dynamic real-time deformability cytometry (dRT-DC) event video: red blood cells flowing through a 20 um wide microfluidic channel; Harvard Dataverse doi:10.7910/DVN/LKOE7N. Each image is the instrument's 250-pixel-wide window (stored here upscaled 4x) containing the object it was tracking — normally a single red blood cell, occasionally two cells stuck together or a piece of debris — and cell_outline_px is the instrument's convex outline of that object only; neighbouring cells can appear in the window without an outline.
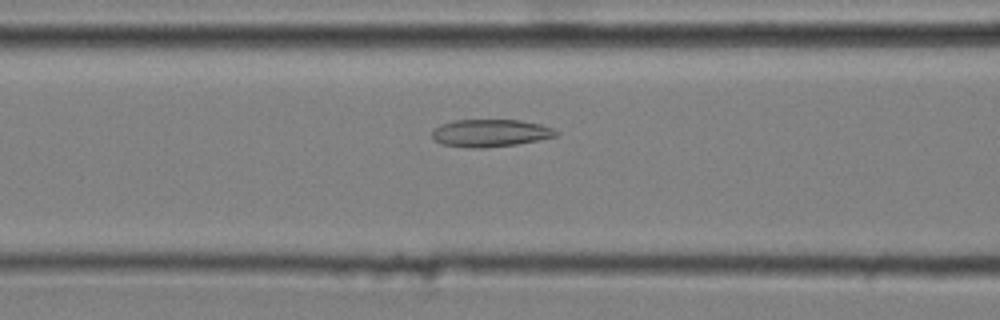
{"species": "common noctule bat (a hibernating species)", "species_latin": "Nyctalus noctula", "temperature_condition": "cold", "stored_images_in_passage": 32, "camera_frame_rate_fps": 3000, "um_per_image_px": 0.085, "animal": {"sex": "male", "body_mass_g": 20.4}, "frame": {"image": 1, "passage_image": 6, "time_ms": 1.667, "image_size_px": [1000, 320], "cell_outline_px": [[560, 132], [556, 136], [516, 144], [484, 148], [472, 148], [444, 144], [436, 140], [432, 136], [432, 132], [440, 124], [456, 120], [520, 120], [540, 124], [552, 128]], "centroid_in_image_um": [41.7, 11.3], "position_along_channel_um": 124.9, "area_um2": 19.59}}
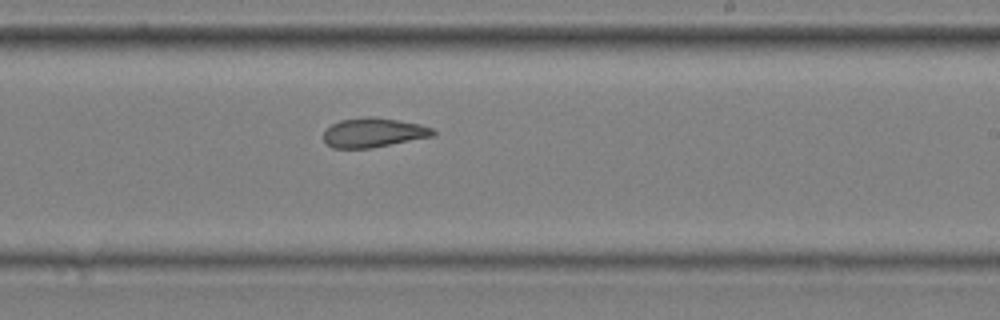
{"frame": {"image": 2, "passage_image": 17, "time_ms": 5.333, "image_size_px": [1000, 320], "cell_outline_px": [[436, 136], [372, 148], [332, 148], [324, 144], [324, 132], [332, 124], [340, 120], [368, 116], [372, 116], [420, 124], [432, 128], [436, 132]], "centroid_in_image_um": [31.75, 11.28], "position_along_channel_um": 257.2, "area_um2": 18.9}}
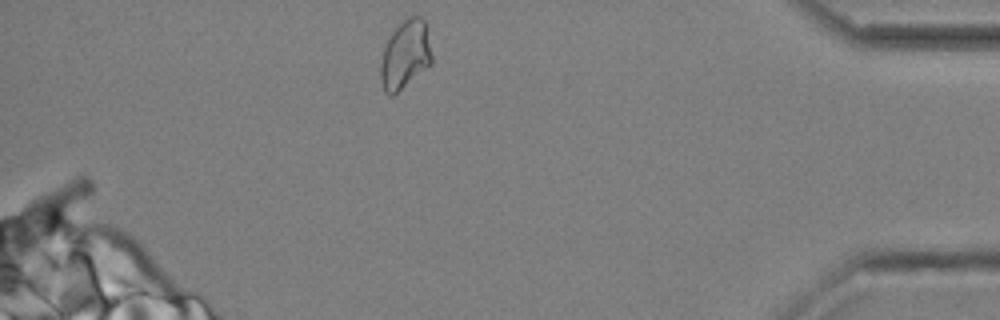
{"frame": {"image": 3, "passage_image": 32, "time_ms": 10.333, "image_size_px": [1000, 320], "cell_outline_px": [[432, 64], [392, 96], [384, 92], [380, 76], [380, 64], [384, 44], [392, 32], [408, 16], [420, 16], [424, 20], [432, 56]], "centroid_in_image_um": [34.43, 4.66], "position_along_channel_um": 400.8, "area_um2": 20.35}, "authors_computed_cell_mechanics": {"area_um2": 19.4208, "velocity_mm_per_s": 3.616, "shape_relaxation_time_tau1_ms": null, "shape_relaxation_time_tau2_ms": 3.1961, "deformation_change_tau1": null, "deformation_change_tau2": 0.1032}}